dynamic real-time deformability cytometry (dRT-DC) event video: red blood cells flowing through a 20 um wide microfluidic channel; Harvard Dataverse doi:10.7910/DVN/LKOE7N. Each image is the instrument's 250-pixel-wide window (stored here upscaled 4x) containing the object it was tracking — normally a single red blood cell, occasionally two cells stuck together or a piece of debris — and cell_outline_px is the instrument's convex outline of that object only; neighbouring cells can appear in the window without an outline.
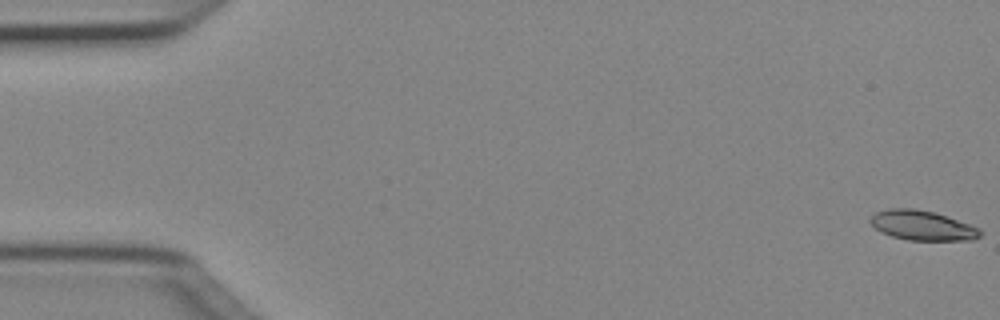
{"species": "Egyptian fruit bat (a non-hibernating species)", "species_latin": "Rousettus aegyptiacus", "temperature_condition": "cold", "stored_images_in_passage": 51, "camera_frame_rate_fps": 3000, "um_per_image_px": 0.085, "animal": {"sex": "female"}, "frame": {"image": 1, "passage_image": 1, "time_ms": 0.0, "image_size_px": [1000, 320], "cell_outline_px": [[984, 232], [980, 236], [972, 240], [908, 240], [892, 236], [880, 232], [868, 220], [876, 212], [888, 208], [916, 208], [932, 212], [980, 228]], "centroid_in_image_um": [78.38, 19.17], "position_along_channel_um": 6.6, "area_um2": 18.9}}
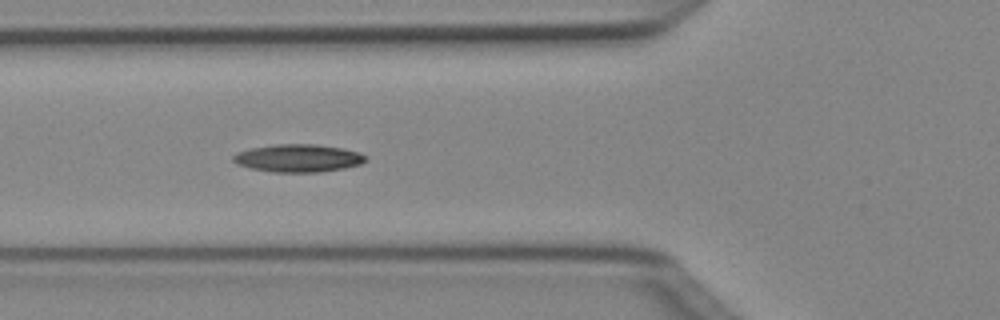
{"frame": {"image": 2, "passage_image": 19, "time_ms": 6.0, "image_size_px": [1000, 320], "cell_outline_px": [[368, 160], [360, 164], [344, 168], [320, 172], [272, 172], [248, 168], [236, 164], [232, 160], [232, 156], [236, 152], [252, 148], [276, 144], [316, 144], [344, 148], [360, 152], [368, 156]], "centroid_in_image_um": [25.36, 13.44], "position_along_channel_um": 100.4, "area_um2": 21.73}}
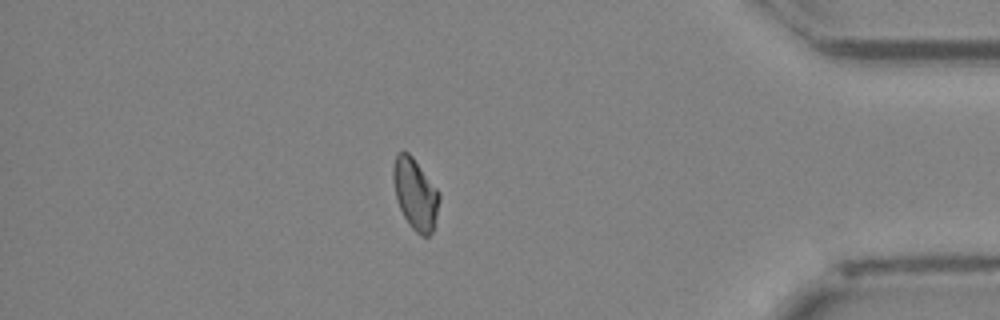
{"frame": {"image": 3, "passage_image": 44, "time_ms": 14.333, "image_size_px": [1000, 320], "cell_outline_px": [[440, 200], [432, 232], [428, 236], [420, 236], [408, 224], [396, 200], [392, 180], [392, 168], [396, 152], [408, 152], [412, 156], [440, 192]], "centroid_in_image_um": [35.28, 16.47], "position_along_channel_um": 399.9, "area_um2": 19.25}}